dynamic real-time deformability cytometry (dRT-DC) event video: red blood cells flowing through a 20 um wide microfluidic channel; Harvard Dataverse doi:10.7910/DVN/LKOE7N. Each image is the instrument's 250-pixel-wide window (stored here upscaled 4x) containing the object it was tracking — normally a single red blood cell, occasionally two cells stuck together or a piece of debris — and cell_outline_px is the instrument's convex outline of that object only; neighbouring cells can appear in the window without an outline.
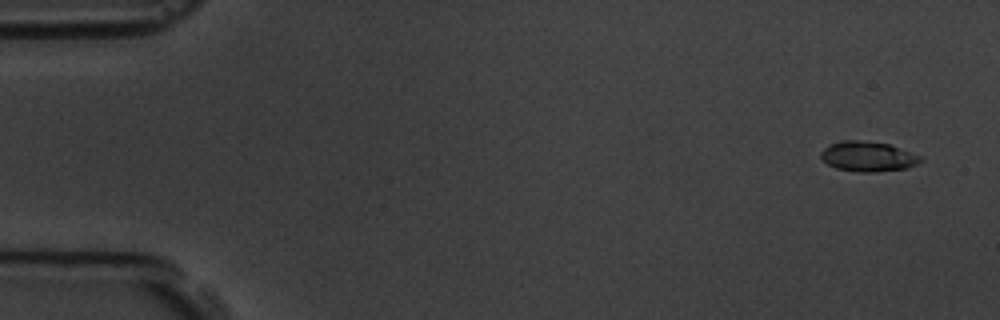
{"species": "common noctule bat (a hibernating species)", "species_latin": "Nyctalus noctula", "temperature_condition": "room temperature", "stored_images_in_passage": 5, "camera_frame_rate_fps": 3000, "um_per_image_px": 0.085, "animal": {"sex": "male", "body_mass_g": 19.5, "forearm_length_mm": 54.6}, "frame": {"image": 1, "passage_image": 1, "time_ms": 0.0, "image_size_px": [1000, 320], "cell_outline_px": [[924, 160], [908, 168], [872, 172], [860, 172], [836, 168], [828, 164], [820, 156], [820, 152], [824, 148], [840, 140], [860, 140], [888, 144], [924, 156]], "centroid_in_image_um": [73.81, 13.3], "position_along_channel_um": 11.2, "area_um2": 17.46}}
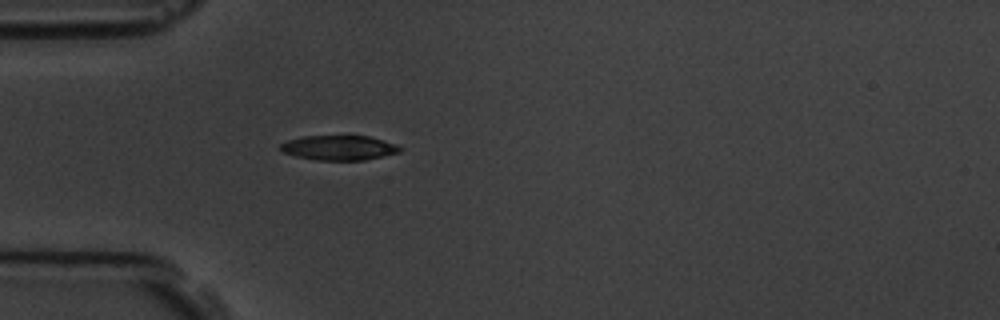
{"frame": {"image": 2, "passage_image": 5, "time_ms": 4.667, "image_size_px": [1000, 320], "cell_outline_px": [[404, 148], [400, 152], [364, 160], [316, 160], [296, 156], [284, 152], [280, 148], [280, 144], [288, 140], [300, 136], [368, 136], [384, 140], [396, 144]], "centroid_in_image_um": [28.83, 12.55], "position_along_channel_um": 56.2, "area_um2": 17.22}}